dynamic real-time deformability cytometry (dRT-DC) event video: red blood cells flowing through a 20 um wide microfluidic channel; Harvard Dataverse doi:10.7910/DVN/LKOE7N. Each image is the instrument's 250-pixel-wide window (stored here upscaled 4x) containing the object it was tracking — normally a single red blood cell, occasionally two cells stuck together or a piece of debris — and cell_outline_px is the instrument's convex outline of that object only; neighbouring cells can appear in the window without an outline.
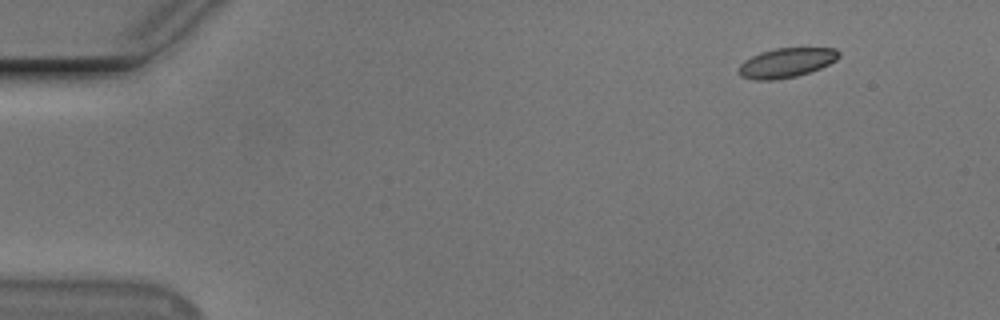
{"species": "Egyptian fruit bat (a non-hibernating species)", "species_latin": "Rousettus aegyptiacus", "temperature_condition": "cold", "stored_images_in_passage": 14, "camera_frame_rate_fps": 3000, "um_per_image_px": 0.085, "animal": {"sex": "male"}, "frame": {"image": 1, "passage_image": 1, "time_ms": 0.0, "image_size_px": [1000, 320], "cell_outline_px": [[840, 56], [836, 60], [820, 68], [796, 76], [776, 80], [756, 80], [740, 76], [740, 64], [744, 60], [760, 52], [776, 48], [836, 48], [840, 52]], "centroid_in_image_um": [66.85, 5.33], "position_along_channel_um": 18.2, "area_um2": 17.11}}
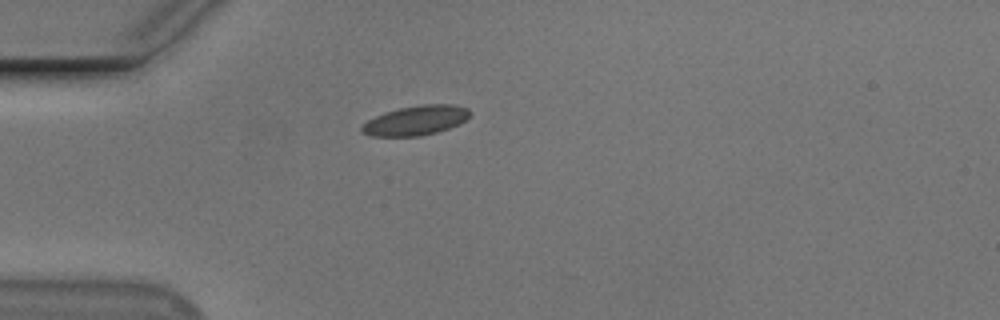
{"frame": {"image": 2, "passage_image": 11, "time_ms": 3.333, "image_size_px": [1000, 320], "cell_outline_px": [[468, 116], [460, 124], [436, 132], [420, 136], [372, 136], [360, 132], [360, 128], [368, 120], [384, 112], [400, 108], [424, 104], [456, 104], [468, 108]], "centroid_in_image_um": [35.33, 10.23], "position_along_channel_um": 49.7, "area_um2": 18.5}}